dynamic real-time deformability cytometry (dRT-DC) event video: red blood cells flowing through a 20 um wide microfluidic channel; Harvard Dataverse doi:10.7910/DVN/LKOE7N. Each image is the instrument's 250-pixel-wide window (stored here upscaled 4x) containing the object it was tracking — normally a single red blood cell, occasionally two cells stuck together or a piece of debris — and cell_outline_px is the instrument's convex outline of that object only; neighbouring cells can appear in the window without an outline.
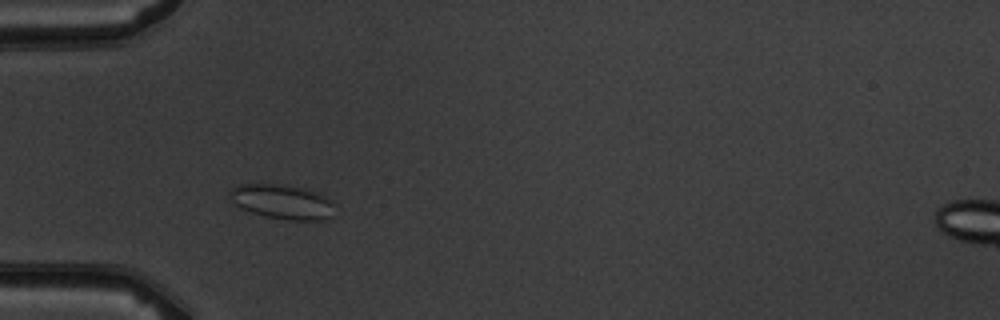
{"species": "common noctule bat (a hibernating species)", "species_latin": "Nyctalus noctula", "temperature_condition": "warm", "stored_images_in_passage": 4, "camera_frame_rate_fps": 3000, "um_per_image_px": 0.085, "animal": {"sex": "male", "body_mass_g": 19.5, "forearm_length_mm": 54.6}, "frame": {"image": 1, "passage_image": 3, "time_ms": 2.333, "image_size_px": [1000, 320], "cell_outline_px": [[332, 216], [324, 220], [288, 220], [264, 216], [240, 208], [228, 196], [228, 192], [232, 188], [240, 184], [276, 184], [300, 188], [320, 192], [332, 204]], "centroid_in_image_um": [23.95, 17.15], "position_along_channel_um": 61.0, "area_um2": 20.92}}
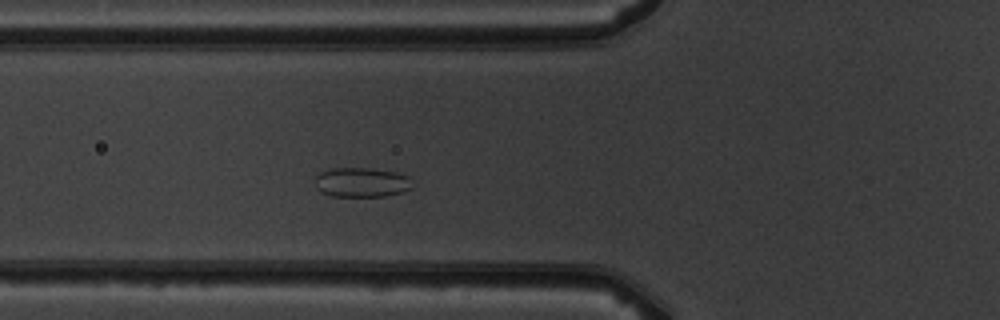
{"frame": {"image": 2, "passage_image": 4, "time_ms": 3.333, "image_size_px": [1000, 320], "cell_outline_px": [[412, 188], [404, 192], [384, 196], [332, 196], [320, 192], [316, 188], [312, 180], [320, 172], [332, 168], [372, 168], [396, 172], [408, 176]], "centroid_in_image_um": [30.69, 15.5], "position_along_channel_um": 95.1, "area_um2": 16.99}}